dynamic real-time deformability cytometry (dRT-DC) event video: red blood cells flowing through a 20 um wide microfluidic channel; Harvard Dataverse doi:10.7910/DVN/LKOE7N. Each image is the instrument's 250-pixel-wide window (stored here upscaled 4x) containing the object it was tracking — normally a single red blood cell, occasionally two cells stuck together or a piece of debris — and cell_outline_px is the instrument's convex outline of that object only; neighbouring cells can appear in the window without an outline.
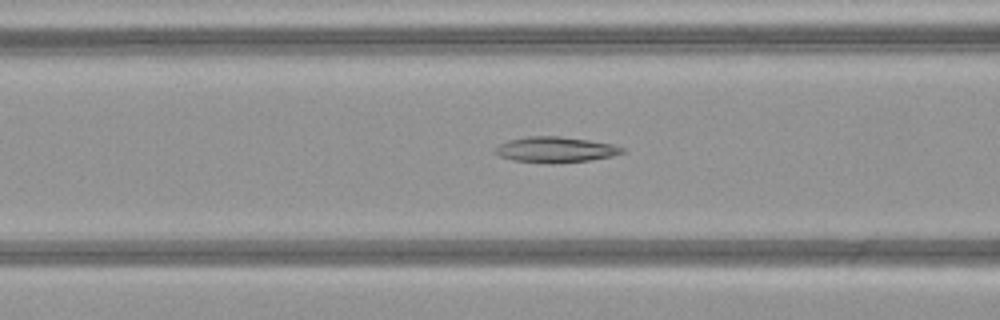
{"species": "common noctule bat (a hibernating species)", "species_latin": "Nyctalus noctula", "temperature_condition": "warm", "stored_images_in_passage": 50, "camera_frame_rate_fps": 3000, "um_per_image_px": 0.085, "animal": {"sex": "female", "body_mass_g": 21.9}, "frame": {"image": 1, "passage_image": 21, "time_ms": 6.667, "image_size_px": [1000, 320], "cell_outline_px": [[624, 152], [612, 156], [588, 160], [552, 164], [512, 160], [500, 156], [492, 152], [492, 148], [508, 140], [528, 136], [560, 136], [588, 140], [612, 144], [624, 148]], "centroid_in_image_um": [47.15, 12.72], "position_along_channel_um": 119.5, "area_um2": 19.07}}
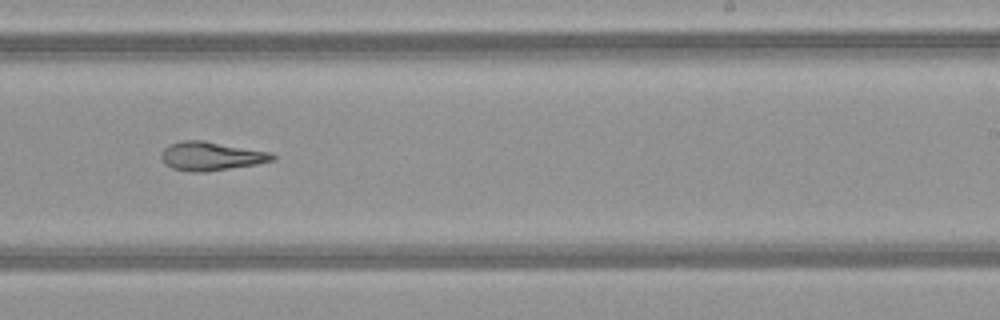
{"frame": {"image": 2, "passage_image": 32, "time_ms": 10.333, "image_size_px": [1000, 320], "cell_outline_px": [[276, 160], [256, 164], [204, 172], [192, 172], [172, 168], [164, 164], [160, 156], [160, 152], [168, 144], [184, 140], [204, 140], [272, 152], [276, 156]], "centroid_in_image_um": [17.93, 13.26], "position_along_channel_um": 271.1, "area_um2": 18.84}}
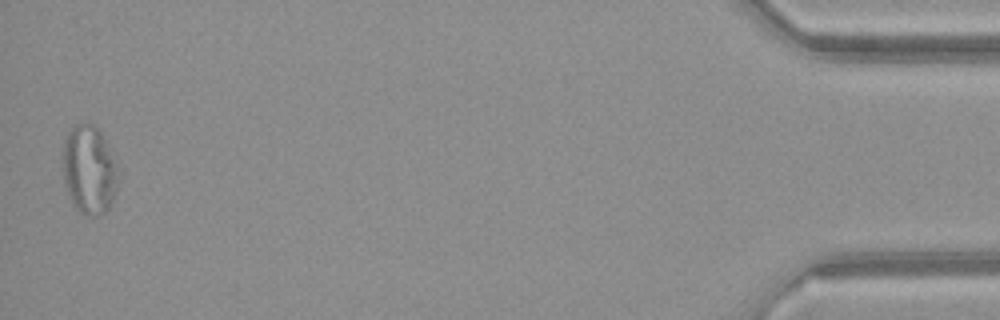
{"frame": {"image": 3, "passage_image": 50, "time_ms": 16.333, "image_size_px": [1000, 320], "cell_outline_px": [[124, 172], [116, 192], [108, 208], [104, 212], [96, 216], [92, 216], [80, 212], [76, 208], [64, 184], [64, 140], [68, 132], [76, 124], [92, 124], [104, 136], [124, 168]], "centroid_in_image_um": [7.7, 14.42], "position_along_channel_um": 427.5, "area_um2": 29.48}, "authors_computed_cell_mechanics": {"area_um2": 22.3975, "velocity_mm_per_s": 4.1358, "shape_relaxation_time_tau1_ms": null, "shape_relaxation_time_tau2_ms": 7.8991, "deformation_change_tau1": null, "deformation_change_tau2": 0.2284}}